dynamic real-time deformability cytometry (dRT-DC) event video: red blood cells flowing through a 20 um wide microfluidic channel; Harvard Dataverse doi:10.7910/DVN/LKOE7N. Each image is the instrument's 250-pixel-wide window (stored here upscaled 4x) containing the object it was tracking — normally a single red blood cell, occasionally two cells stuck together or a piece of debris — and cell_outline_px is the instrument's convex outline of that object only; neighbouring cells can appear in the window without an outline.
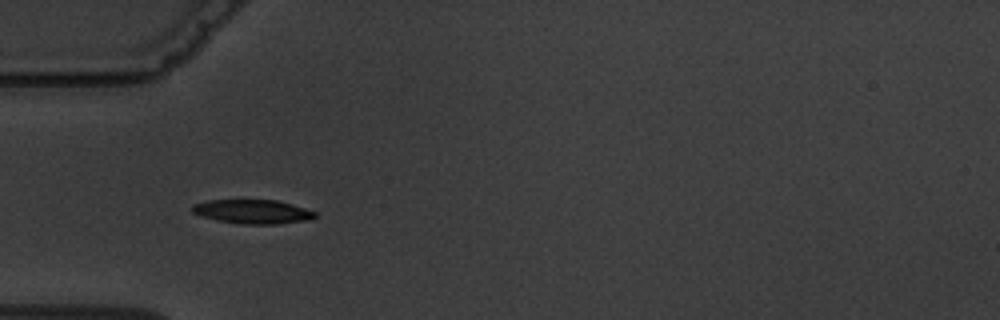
{"species": "common noctule bat (a hibernating species)", "species_latin": "Nyctalus noctula", "temperature_condition": "warm", "stored_images_in_passage": 6, "camera_frame_rate_fps": 3000, "um_per_image_px": 0.085, "animal": {"sex": "male", "body_mass_g": 19.5, "forearm_length_mm": 54.6}, "frame": {"image": 1, "passage_image": 5, "time_ms": 4.667, "image_size_px": [1000, 320], "cell_outline_px": [[316, 216], [312, 220], [276, 224], [240, 224], [200, 216], [192, 212], [192, 204], [208, 200], [276, 200], [292, 204], [316, 212]], "centroid_in_image_um": [21.49, 17.99], "position_along_channel_um": 63.5, "area_um2": 17.22}}